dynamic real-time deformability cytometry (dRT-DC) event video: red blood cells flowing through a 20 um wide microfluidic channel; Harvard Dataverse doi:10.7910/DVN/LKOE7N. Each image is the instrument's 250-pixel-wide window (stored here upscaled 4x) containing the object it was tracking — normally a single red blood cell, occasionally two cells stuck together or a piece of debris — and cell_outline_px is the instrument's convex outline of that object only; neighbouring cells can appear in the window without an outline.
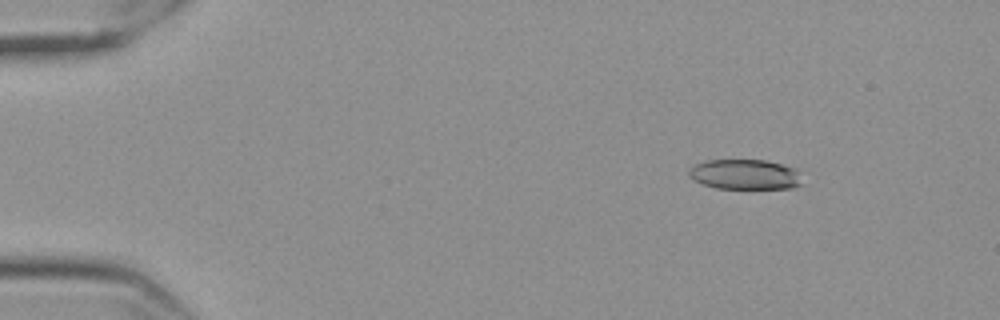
{"species": "Egyptian fruit bat (a non-hibernating species)", "species_latin": "Rousettus aegyptiacus", "temperature_condition": "cold", "stored_images_in_passage": 57, "camera_frame_rate_fps": 3000, "um_per_image_px": 0.085, "frame": {"image": 1, "passage_image": 7, "time_ms": 2.0, "image_size_px": [1000, 320], "cell_outline_px": [[800, 184], [792, 188], [716, 188], [704, 184], [696, 180], [688, 172], [696, 164], [708, 160], [764, 160], [796, 168]], "centroid_in_image_um": [63.33, 14.82], "position_along_channel_um": 21.7, "area_um2": 19.31}}
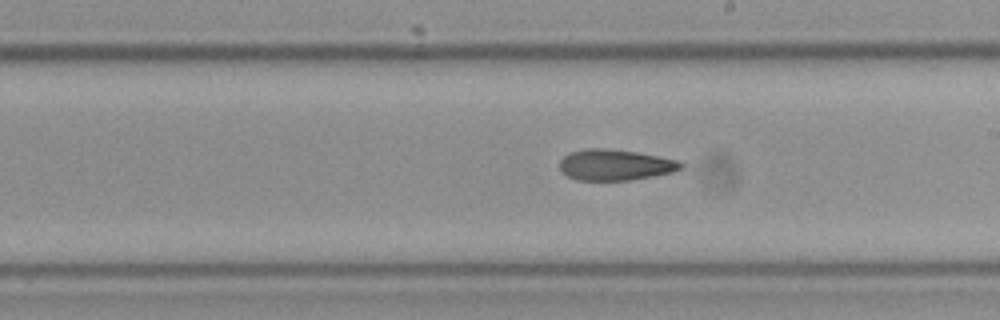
{"frame": {"image": 2, "passage_image": 33, "time_ms": 10.667, "image_size_px": [1000, 320], "cell_outline_px": [[684, 168], [672, 172], [632, 180], [576, 180], [560, 172], [560, 160], [564, 156], [572, 152], [584, 148], [608, 148], [636, 152], [676, 160], [684, 164]], "centroid_in_image_um": [52.26, 14.01], "position_along_channel_um": 236.7, "area_um2": 21.85}}
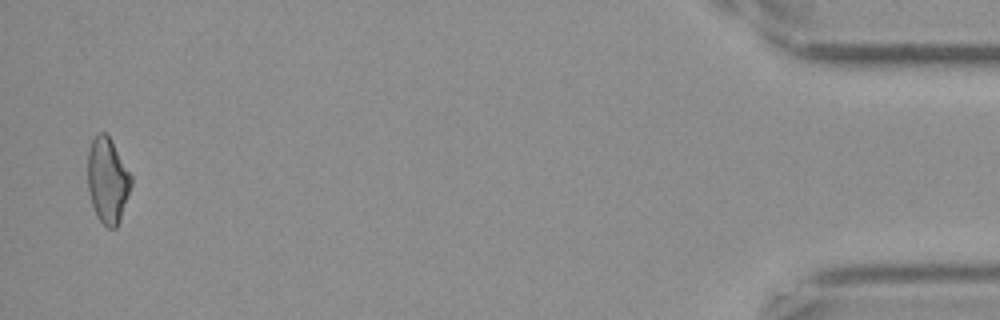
{"frame": {"image": 3, "passage_image": 56, "time_ms": 18.333, "image_size_px": [1000, 320], "cell_outline_px": [[132, 184], [120, 220], [116, 228], [108, 228], [100, 220], [92, 204], [88, 188], [88, 152], [92, 140], [100, 132], [104, 132], [112, 140], [132, 176]], "centroid_in_image_um": [9.16, 15.32], "position_along_channel_um": 426.0, "area_um2": 21.44}, "authors_computed_cell_mechanics": {"area_um2": 21.7906, "velocity_mm_per_s": 3.5359, "shape_relaxation_time_tau1_ms": null, "shape_relaxation_time_tau2_ms": 6.6214, "deformation_change_tau1": null, "deformation_change_tau2": 0.1624}}